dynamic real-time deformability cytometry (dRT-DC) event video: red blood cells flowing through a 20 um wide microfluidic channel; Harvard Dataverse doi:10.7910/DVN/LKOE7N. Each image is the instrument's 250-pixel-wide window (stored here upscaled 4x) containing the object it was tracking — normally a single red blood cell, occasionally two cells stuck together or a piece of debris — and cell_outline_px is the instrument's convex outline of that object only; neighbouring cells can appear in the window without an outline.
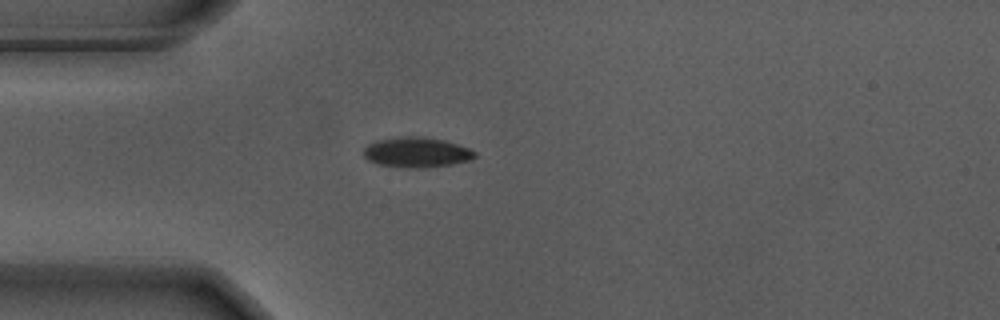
{"species": "Egyptian fruit bat (a non-hibernating species)", "species_latin": "Rousettus aegyptiacus", "temperature_condition": "warm", "stored_images_in_passage": 38, "camera_frame_rate_fps": 3000, "um_per_image_px": 0.085, "animal": {"sex": "male"}, "frame": {"image": 1, "passage_image": 1, "time_ms": 0.0, "image_size_px": [1000, 320], "cell_outline_px": [[476, 156], [472, 160], [452, 164], [424, 168], [408, 168], [376, 164], [368, 160], [364, 156], [364, 148], [368, 144], [376, 140], [400, 136], [420, 136], [444, 140], [468, 148], [476, 152]], "centroid_in_image_um": [35.4, 12.95], "position_along_channel_um": 49.6, "area_um2": 19.71}}
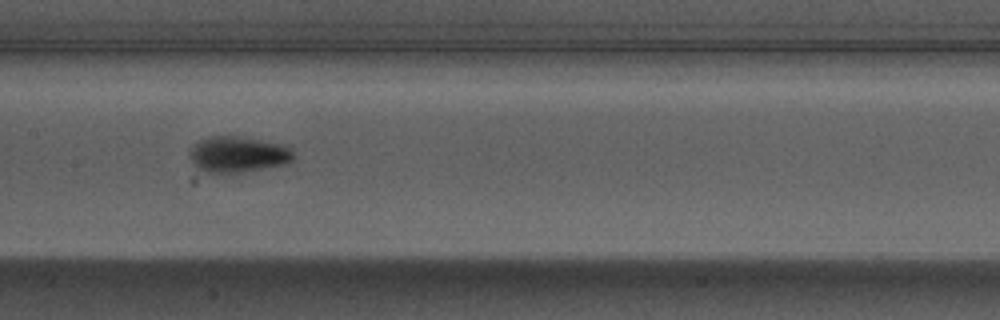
{"frame": {"image": 2, "passage_image": 13, "time_ms": 4.0, "image_size_px": [1000, 320], "cell_outline_px": [[296, 156], [292, 160], [284, 164], [240, 172], [204, 172], [192, 160], [188, 152], [200, 140], [212, 136], [236, 136], [260, 140], [280, 144], [288, 148]], "centroid_in_image_um": [20.23, 13.11], "position_along_channel_um": 187.2, "area_um2": 21.1}}
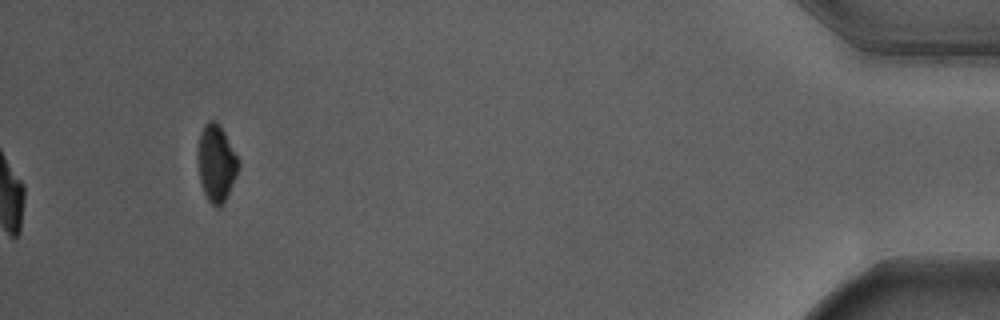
{"frame": {"image": 3, "passage_image": 38, "time_ms": 12.333, "image_size_px": [1000, 320], "cell_outline_px": [[240, 164], [236, 176], [224, 200], [216, 208], [208, 200], [204, 192], [200, 180], [196, 156], [200, 132], [204, 124], [208, 120], [216, 120], [224, 132], [240, 160]], "centroid_in_image_um": [18.37, 13.81], "position_along_channel_um": 416.8, "area_um2": 18.21}, "authors_computed_cell_mechanics": {"area_um2": 20.8658, "velocity_mm_per_s": 3.6929, "shape_relaxation_time_tau1_ms": 2.0637, "shape_relaxation_time_tau2_ms": null, "deformation_change_tau1": 0.1552, "deformation_change_tau2": null}}